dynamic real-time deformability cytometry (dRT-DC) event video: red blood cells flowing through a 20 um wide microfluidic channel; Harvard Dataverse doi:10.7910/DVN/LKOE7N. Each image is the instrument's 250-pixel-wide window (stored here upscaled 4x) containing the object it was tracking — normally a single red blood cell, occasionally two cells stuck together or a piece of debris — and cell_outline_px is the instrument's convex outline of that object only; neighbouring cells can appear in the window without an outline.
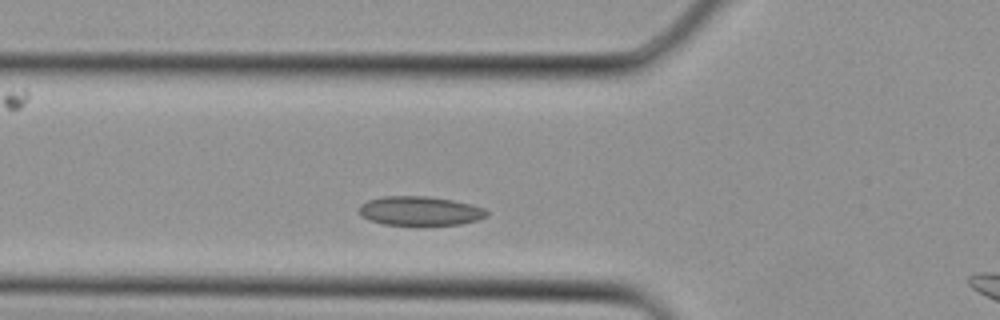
{"species": "Egyptian fruit bat (a non-hibernating species)", "species_latin": "Rousettus aegyptiacus", "temperature_condition": "cold", "stored_images_in_passage": 3, "camera_frame_rate_fps": 3000, "um_per_image_px": 0.085, "animal": {"sex": "female"}, "frame": {"image": 1, "passage_image": 2, "time_ms": 0.333, "image_size_px": [1000, 320], "cell_outline_px": [[488, 216], [476, 220], [460, 224], [384, 224], [368, 220], [360, 216], [360, 204], [368, 200], [384, 196], [428, 196], [452, 200], [472, 204], [484, 208], [488, 212]], "centroid_in_image_um": [35.69, 17.91], "position_along_channel_um": 90.1, "area_um2": 21.5}}